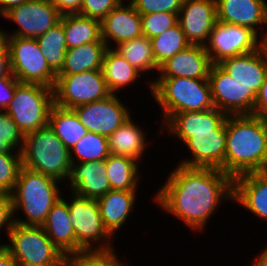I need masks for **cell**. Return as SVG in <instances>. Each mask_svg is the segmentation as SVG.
<instances>
[{
    "label": "cell",
    "mask_w": 267,
    "mask_h": 266,
    "mask_svg": "<svg viewBox=\"0 0 267 266\" xmlns=\"http://www.w3.org/2000/svg\"><path fill=\"white\" fill-rule=\"evenodd\" d=\"M175 167L152 199L191 231H204L220 203L233 201V178L220 169Z\"/></svg>",
    "instance_id": "cell-1"
},
{
    "label": "cell",
    "mask_w": 267,
    "mask_h": 266,
    "mask_svg": "<svg viewBox=\"0 0 267 266\" xmlns=\"http://www.w3.org/2000/svg\"><path fill=\"white\" fill-rule=\"evenodd\" d=\"M227 115L217 108L174 114L161 131L180 139L191 158L179 160L180 166L214 168L225 173Z\"/></svg>",
    "instance_id": "cell-2"
},
{
    "label": "cell",
    "mask_w": 267,
    "mask_h": 266,
    "mask_svg": "<svg viewBox=\"0 0 267 266\" xmlns=\"http://www.w3.org/2000/svg\"><path fill=\"white\" fill-rule=\"evenodd\" d=\"M225 173L233 179L267 171V119L255 115L226 118Z\"/></svg>",
    "instance_id": "cell-3"
},
{
    "label": "cell",
    "mask_w": 267,
    "mask_h": 266,
    "mask_svg": "<svg viewBox=\"0 0 267 266\" xmlns=\"http://www.w3.org/2000/svg\"><path fill=\"white\" fill-rule=\"evenodd\" d=\"M60 183L50 176L22 166L14 189L10 193L14 223L42 226L52 206L62 197ZM17 211L24 213L26 218L21 219L15 215L18 214Z\"/></svg>",
    "instance_id": "cell-4"
},
{
    "label": "cell",
    "mask_w": 267,
    "mask_h": 266,
    "mask_svg": "<svg viewBox=\"0 0 267 266\" xmlns=\"http://www.w3.org/2000/svg\"><path fill=\"white\" fill-rule=\"evenodd\" d=\"M151 97L161 108L162 126L174 115L214 108L208 79L154 78L146 81Z\"/></svg>",
    "instance_id": "cell-5"
},
{
    "label": "cell",
    "mask_w": 267,
    "mask_h": 266,
    "mask_svg": "<svg viewBox=\"0 0 267 266\" xmlns=\"http://www.w3.org/2000/svg\"><path fill=\"white\" fill-rule=\"evenodd\" d=\"M21 154L23 167L61 183L68 180L71 170L70 150L49 126L25 134Z\"/></svg>",
    "instance_id": "cell-6"
},
{
    "label": "cell",
    "mask_w": 267,
    "mask_h": 266,
    "mask_svg": "<svg viewBox=\"0 0 267 266\" xmlns=\"http://www.w3.org/2000/svg\"><path fill=\"white\" fill-rule=\"evenodd\" d=\"M71 196L67 203L76 239V254L115 253L112 242L115 237L103 224L97 200L80 197L72 192Z\"/></svg>",
    "instance_id": "cell-7"
},
{
    "label": "cell",
    "mask_w": 267,
    "mask_h": 266,
    "mask_svg": "<svg viewBox=\"0 0 267 266\" xmlns=\"http://www.w3.org/2000/svg\"><path fill=\"white\" fill-rule=\"evenodd\" d=\"M9 243H1L13 256L17 266H60L63 254L53 244L42 226L14 223Z\"/></svg>",
    "instance_id": "cell-8"
},
{
    "label": "cell",
    "mask_w": 267,
    "mask_h": 266,
    "mask_svg": "<svg viewBox=\"0 0 267 266\" xmlns=\"http://www.w3.org/2000/svg\"><path fill=\"white\" fill-rule=\"evenodd\" d=\"M54 105L53 88L41 84L20 83L5 110L25 135L48 126Z\"/></svg>",
    "instance_id": "cell-9"
},
{
    "label": "cell",
    "mask_w": 267,
    "mask_h": 266,
    "mask_svg": "<svg viewBox=\"0 0 267 266\" xmlns=\"http://www.w3.org/2000/svg\"><path fill=\"white\" fill-rule=\"evenodd\" d=\"M2 37L9 47L11 73L20 83L41 84L54 88L57 74L47 64L36 39Z\"/></svg>",
    "instance_id": "cell-10"
},
{
    "label": "cell",
    "mask_w": 267,
    "mask_h": 266,
    "mask_svg": "<svg viewBox=\"0 0 267 266\" xmlns=\"http://www.w3.org/2000/svg\"><path fill=\"white\" fill-rule=\"evenodd\" d=\"M53 90L54 104L65 109L100 101L112 95L102 70L57 75Z\"/></svg>",
    "instance_id": "cell-11"
},
{
    "label": "cell",
    "mask_w": 267,
    "mask_h": 266,
    "mask_svg": "<svg viewBox=\"0 0 267 266\" xmlns=\"http://www.w3.org/2000/svg\"><path fill=\"white\" fill-rule=\"evenodd\" d=\"M214 107L229 115H254L257 93L241 85L218 64L211 66L208 77Z\"/></svg>",
    "instance_id": "cell-12"
},
{
    "label": "cell",
    "mask_w": 267,
    "mask_h": 266,
    "mask_svg": "<svg viewBox=\"0 0 267 266\" xmlns=\"http://www.w3.org/2000/svg\"><path fill=\"white\" fill-rule=\"evenodd\" d=\"M2 17L16 23L18 28L10 34L0 28V36L37 39L60 22L62 13L48 0H28L11 8Z\"/></svg>",
    "instance_id": "cell-13"
},
{
    "label": "cell",
    "mask_w": 267,
    "mask_h": 266,
    "mask_svg": "<svg viewBox=\"0 0 267 266\" xmlns=\"http://www.w3.org/2000/svg\"><path fill=\"white\" fill-rule=\"evenodd\" d=\"M260 47V38L252 29L219 21L214 25L205 45L213 64L251 53Z\"/></svg>",
    "instance_id": "cell-14"
},
{
    "label": "cell",
    "mask_w": 267,
    "mask_h": 266,
    "mask_svg": "<svg viewBox=\"0 0 267 266\" xmlns=\"http://www.w3.org/2000/svg\"><path fill=\"white\" fill-rule=\"evenodd\" d=\"M129 107L116 94L73 108L87 131L109 137L130 117Z\"/></svg>",
    "instance_id": "cell-15"
},
{
    "label": "cell",
    "mask_w": 267,
    "mask_h": 266,
    "mask_svg": "<svg viewBox=\"0 0 267 266\" xmlns=\"http://www.w3.org/2000/svg\"><path fill=\"white\" fill-rule=\"evenodd\" d=\"M216 22V0H183L178 23L190 44L205 46Z\"/></svg>",
    "instance_id": "cell-16"
},
{
    "label": "cell",
    "mask_w": 267,
    "mask_h": 266,
    "mask_svg": "<svg viewBox=\"0 0 267 266\" xmlns=\"http://www.w3.org/2000/svg\"><path fill=\"white\" fill-rule=\"evenodd\" d=\"M120 2L102 21L101 37L108 48L143 35L141 16L132 3Z\"/></svg>",
    "instance_id": "cell-17"
},
{
    "label": "cell",
    "mask_w": 267,
    "mask_h": 266,
    "mask_svg": "<svg viewBox=\"0 0 267 266\" xmlns=\"http://www.w3.org/2000/svg\"><path fill=\"white\" fill-rule=\"evenodd\" d=\"M212 65L205 46L191 44L164 62L157 78L208 79Z\"/></svg>",
    "instance_id": "cell-18"
},
{
    "label": "cell",
    "mask_w": 267,
    "mask_h": 266,
    "mask_svg": "<svg viewBox=\"0 0 267 266\" xmlns=\"http://www.w3.org/2000/svg\"><path fill=\"white\" fill-rule=\"evenodd\" d=\"M68 181L70 191L84 198L98 199L111 190L105 160L71 163Z\"/></svg>",
    "instance_id": "cell-19"
},
{
    "label": "cell",
    "mask_w": 267,
    "mask_h": 266,
    "mask_svg": "<svg viewBox=\"0 0 267 266\" xmlns=\"http://www.w3.org/2000/svg\"><path fill=\"white\" fill-rule=\"evenodd\" d=\"M233 202L267 222V171L250 172L235 177Z\"/></svg>",
    "instance_id": "cell-20"
},
{
    "label": "cell",
    "mask_w": 267,
    "mask_h": 266,
    "mask_svg": "<svg viewBox=\"0 0 267 266\" xmlns=\"http://www.w3.org/2000/svg\"><path fill=\"white\" fill-rule=\"evenodd\" d=\"M218 65L236 82L258 93L267 72V53L261 46L251 53L224 59Z\"/></svg>",
    "instance_id": "cell-21"
},
{
    "label": "cell",
    "mask_w": 267,
    "mask_h": 266,
    "mask_svg": "<svg viewBox=\"0 0 267 266\" xmlns=\"http://www.w3.org/2000/svg\"><path fill=\"white\" fill-rule=\"evenodd\" d=\"M266 0H216L217 21L252 29L259 37L264 30Z\"/></svg>",
    "instance_id": "cell-22"
},
{
    "label": "cell",
    "mask_w": 267,
    "mask_h": 266,
    "mask_svg": "<svg viewBox=\"0 0 267 266\" xmlns=\"http://www.w3.org/2000/svg\"><path fill=\"white\" fill-rule=\"evenodd\" d=\"M61 197L51 208L42 228L63 254H76V239L69 215L68 203Z\"/></svg>",
    "instance_id": "cell-23"
},
{
    "label": "cell",
    "mask_w": 267,
    "mask_h": 266,
    "mask_svg": "<svg viewBox=\"0 0 267 266\" xmlns=\"http://www.w3.org/2000/svg\"><path fill=\"white\" fill-rule=\"evenodd\" d=\"M137 195V191L110 190L96 199L103 224L113 237L131 217Z\"/></svg>",
    "instance_id": "cell-24"
},
{
    "label": "cell",
    "mask_w": 267,
    "mask_h": 266,
    "mask_svg": "<svg viewBox=\"0 0 267 266\" xmlns=\"http://www.w3.org/2000/svg\"><path fill=\"white\" fill-rule=\"evenodd\" d=\"M140 126L138 123L135 124L131 116L113 132L108 137L110 154L131 157L140 163L149 143L146 137L148 136V131L146 133V130L144 131Z\"/></svg>",
    "instance_id": "cell-25"
},
{
    "label": "cell",
    "mask_w": 267,
    "mask_h": 266,
    "mask_svg": "<svg viewBox=\"0 0 267 266\" xmlns=\"http://www.w3.org/2000/svg\"><path fill=\"white\" fill-rule=\"evenodd\" d=\"M108 47L101 39L67 49L64 64L57 75H71L88 70H102L104 54Z\"/></svg>",
    "instance_id": "cell-26"
},
{
    "label": "cell",
    "mask_w": 267,
    "mask_h": 266,
    "mask_svg": "<svg viewBox=\"0 0 267 266\" xmlns=\"http://www.w3.org/2000/svg\"><path fill=\"white\" fill-rule=\"evenodd\" d=\"M102 71L110 92L116 95L121 89L137 83L142 75L113 48H108L104 54Z\"/></svg>",
    "instance_id": "cell-27"
},
{
    "label": "cell",
    "mask_w": 267,
    "mask_h": 266,
    "mask_svg": "<svg viewBox=\"0 0 267 266\" xmlns=\"http://www.w3.org/2000/svg\"><path fill=\"white\" fill-rule=\"evenodd\" d=\"M105 162L111 190H138L141 179L139 177L140 164L137 160L127 156L110 154Z\"/></svg>",
    "instance_id": "cell-28"
},
{
    "label": "cell",
    "mask_w": 267,
    "mask_h": 266,
    "mask_svg": "<svg viewBox=\"0 0 267 266\" xmlns=\"http://www.w3.org/2000/svg\"><path fill=\"white\" fill-rule=\"evenodd\" d=\"M67 49L83 44L98 42L101 37V21L78 13L62 14Z\"/></svg>",
    "instance_id": "cell-29"
},
{
    "label": "cell",
    "mask_w": 267,
    "mask_h": 266,
    "mask_svg": "<svg viewBox=\"0 0 267 266\" xmlns=\"http://www.w3.org/2000/svg\"><path fill=\"white\" fill-rule=\"evenodd\" d=\"M48 126L69 150L88 132L73 109L55 104L49 112Z\"/></svg>",
    "instance_id": "cell-30"
},
{
    "label": "cell",
    "mask_w": 267,
    "mask_h": 266,
    "mask_svg": "<svg viewBox=\"0 0 267 266\" xmlns=\"http://www.w3.org/2000/svg\"><path fill=\"white\" fill-rule=\"evenodd\" d=\"M113 49L143 74L144 72L148 74L149 71H159L153 57L151 40L146 36L142 35L130 41L119 43L113 46Z\"/></svg>",
    "instance_id": "cell-31"
},
{
    "label": "cell",
    "mask_w": 267,
    "mask_h": 266,
    "mask_svg": "<svg viewBox=\"0 0 267 266\" xmlns=\"http://www.w3.org/2000/svg\"><path fill=\"white\" fill-rule=\"evenodd\" d=\"M49 67L57 74L66 56L67 45L63 24L60 21L37 39Z\"/></svg>",
    "instance_id": "cell-32"
},
{
    "label": "cell",
    "mask_w": 267,
    "mask_h": 266,
    "mask_svg": "<svg viewBox=\"0 0 267 266\" xmlns=\"http://www.w3.org/2000/svg\"><path fill=\"white\" fill-rule=\"evenodd\" d=\"M150 40L153 49V57L158 67L176 53L191 45L179 23Z\"/></svg>",
    "instance_id": "cell-33"
},
{
    "label": "cell",
    "mask_w": 267,
    "mask_h": 266,
    "mask_svg": "<svg viewBox=\"0 0 267 266\" xmlns=\"http://www.w3.org/2000/svg\"><path fill=\"white\" fill-rule=\"evenodd\" d=\"M109 155L108 137L89 131L70 149L71 163L106 160Z\"/></svg>",
    "instance_id": "cell-34"
},
{
    "label": "cell",
    "mask_w": 267,
    "mask_h": 266,
    "mask_svg": "<svg viewBox=\"0 0 267 266\" xmlns=\"http://www.w3.org/2000/svg\"><path fill=\"white\" fill-rule=\"evenodd\" d=\"M25 135L6 111H0V153L21 154Z\"/></svg>",
    "instance_id": "cell-35"
},
{
    "label": "cell",
    "mask_w": 267,
    "mask_h": 266,
    "mask_svg": "<svg viewBox=\"0 0 267 266\" xmlns=\"http://www.w3.org/2000/svg\"><path fill=\"white\" fill-rule=\"evenodd\" d=\"M116 253H81L63 255L60 266H128Z\"/></svg>",
    "instance_id": "cell-36"
},
{
    "label": "cell",
    "mask_w": 267,
    "mask_h": 266,
    "mask_svg": "<svg viewBox=\"0 0 267 266\" xmlns=\"http://www.w3.org/2000/svg\"><path fill=\"white\" fill-rule=\"evenodd\" d=\"M22 167V154L0 153V193L10 194Z\"/></svg>",
    "instance_id": "cell-37"
},
{
    "label": "cell",
    "mask_w": 267,
    "mask_h": 266,
    "mask_svg": "<svg viewBox=\"0 0 267 266\" xmlns=\"http://www.w3.org/2000/svg\"><path fill=\"white\" fill-rule=\"evenodd\" d=\"M140 16L143 36L149 39L162 34L178 23V14L169 12L149 13Z\"/></svg>",
    "instance_id": "cell-38"
},
{
    "label": "cell",
    "mask_w": 267,
    "mask_h": 266,
    "mask_svg": "<svg viewBox=\"0 0 267 266\" xmlns=\"http://www.w3.org/2000/svg\"><path fill=\"white\" fill-rule=\"evenodd\" d=\"M131 3L140 15L159 12L178 14L183 0H133Z\"/></svg>",
    "instance_id": "cell-39"
},
{
    "label": "cell",
    "mask_w": 267,
    "mask_h": 266,
    "mask_svg": "<svg viewBox=\"0 0 267 266\" xmlns=\"http://www.w3.org/2000/svg\"><path fill=\"white\" fill-rule=\"evenodd\" d=\"M119 3V0H83L78 14L102 21Z\"/></svg>",
    "instance_id": "cell-40"
},
{
    "label": "cell",
    "mask_w": 267,
    "mask_h": 266,
    "mask_svg": "<svg viewBox=\"0 0 267 266\" xmlns=\"http://www.w3.org/2000/svg\"><path fill=\"white\" fill-rule=\"evenodd\" d=\"M14 224V211L11 194L0 193V230L5 227L8 237Z\"/></svg>",
    "instance_id": "cell-41"
},
{
    "label": "cell",
    "mask_w": 267,
    "mask_h": 266,
    "mask_svg": "<svg viewBox=\"0 0 267 266\" xmlns=\"http://www.w3.org/2000/svg\"><path fill=\"white\" fill-rule=\"evenodd\" d=\"M19 84L20 82L13 75L0 79V111H5L8 108Z\"/></svg>",
    "instance_id": "cell-42"
},
{
    "label": "cell",
    "mask_w": 267,
    "mask_h": 266,
    "mask_svg": "<svg viewBox=\"0 0 267 266\" xmlns=\"http://www.w3.org/2000/svg\"><path fill=\"white\" fill-rule=\"evenodd\" d=\"M254 115L258 116L259 118L267 119V72L264 82L257 93Z\"/></svg>",
    "instance_id": "cell-43"
},
{
    "label": "cell",
    "mask_w": 267,
    "mask_h": 266,
    "mask_svg": "<svg viewBox=\"0 0 267 266\" xmlns=\"http://www.w3.org/2000/svg\"><path fill=\"white\" fill-rule=\"evenodd\" d=\"M11 75L9 47L4 37L0 36V79Z\"/></svg>",
    "instance_id": "cell-44"
},
{
    "label": "cell",
    "mask_w": 267,
    "mask_h": 266,
    "mask_svg": "<svg viewBox=\"0 0 267 266\" xmlns=\"http://www.w3.org/2000/svg\"><path fill=\"white\" fill-rule=\"evenodd\" d=\"M62 14L78 13L83 0H48Z\"/></svg>",
    "instance_id": "cell-45"
},
{
    "label": "cell",
    "mask_w": 267,
    "mask_h": 266,
    "mask_svg": "<svg viewBox=\"0 0 267 266\" xmlns=\"http://www.w3.org/2000/svg\"><path fill=\"white\" fill-rule=\"evenodd\" d=\"M0 266H17L16 260L4 246H0Z\"/></svg>",
    "instance_id": "cell-46"
},
{
    "label": "cell",
    "mask_w": 267,
    "mask_h": 266,
    "mask_svg": "<svg viewBox=\"0 0 267 266\" xmlns=\"http://www.w3.org/2000/svg\"><path fill=\"white\" fill-rule=\"evenodd\" d=\"M28 0H0V16H3L11 8L21 5Z\"/></svg>",
    "instance_id": "cell-47"
},
{
    "label": "cell",
    "mask_w": 267,
    "mask_h": 266,
    "mask_svg": "<svg viewBox=\"0 0 267 266\" xmlns=\"http://www.w3.org/2000/svg\"><path fill=\"white\" fill-rule=\"evenodd\" d=\"M252 266H267V246L253 259Z\"/></svg>",
    "instance_id": "cell-48"
},
{
    "label": "cell",
    "mask_w": 267,
    "mask_h": 266,
    "mask_svg": "<svg viewBox=\"0 0 267 266\" xmlns=\"http://www.w3.org/2000/svg\"><path fill=\"white\" fill-rule=\"evenodd\" d=\"M260 42H261V46H263V48L265 49L267 53V36H262V38H260Z\"/></svg>",
    "instance_id": "cell-49"
},
{
    "label": "cell",
    "mask_w": 267,
    "mask_h": 266,
    "mask_svg": "<svg viewBox=\"0 0 267 266\" xmlns=\"http://www.w3.org/2000/svg\"><path fill=\"white\" fill-rule=\"evenodd\" d=\"M265 27H266L265 29L267 30V4H266ZM261 36H267V31L261 32L260 38H261Z\"/></svg>",
    "instance_id": "cell-50"
},
{
    "label": "cell",
    "mask_w": 267,
    "mask_h": 266,
    "mask_svg": "<svg viewBox=\"0 0 267 266\" xmlns=\"http://www.w3.org/2000/svg\"><path fill=\"white\" fill-rule=\"evenodd\" d=\"M119 1H120V2H124V3H126V1H128V3H129V2L131 3L133 0H130V1H129V0H119Z\"/></svg>",
    "instance_id": "cell-51"
}]
</instances>
